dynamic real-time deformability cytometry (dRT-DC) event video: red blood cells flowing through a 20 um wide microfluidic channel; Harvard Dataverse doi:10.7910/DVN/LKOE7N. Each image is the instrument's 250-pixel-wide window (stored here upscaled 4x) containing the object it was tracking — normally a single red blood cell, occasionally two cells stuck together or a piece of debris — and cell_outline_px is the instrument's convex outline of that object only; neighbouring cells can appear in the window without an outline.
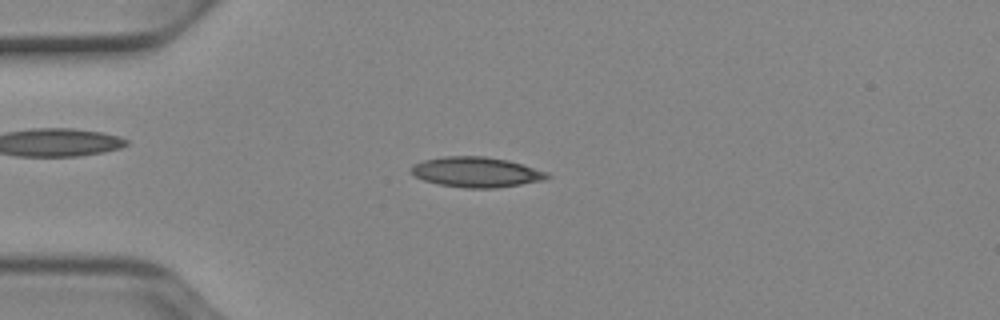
{"species": "Egyptian fruit bat (a non-hibernating species)", "species_latin": "Rousettus aegyptiacus", "temperature_condition": "cold", "stored_images_in_passage": 50, "camera_frame_rate_fps": 3000, "um_per_image_px": 0.085, "animal": {"sex": "female"}, "frame": {"image": 1, "passage_image": 12, "time_ms": 3.667, "image_size_px": [1000, 320], "cell_outline_px": [[552, 176], [544, 180], [496, 188], [464, 188], [440, 184], [424, 180], [408, 172], [408, 168], [412, 164], [424, 160], [444, 156], [484, 156], [508, 160], [548, 172]], "centroid_in_image_um": [40.46, 14.62], "position_along_channel_um": 44.5, "area_um2": 24.04}}
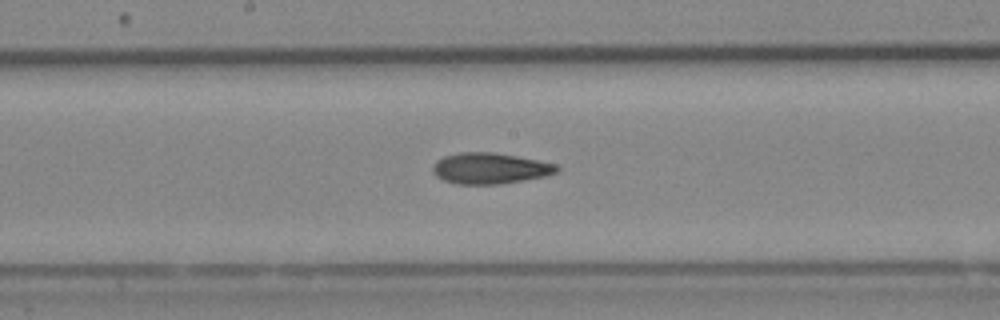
{"frame": {"image": 2, "passage_image": 26, "time_ms": 8.333, "image_size_px": [1000, 320], "cell_outline_px": [[560, 168], [556, 172], [544, 176], [500, 184], [456, 184], [444, 180], [436, 176], [432, 172], [432, 164], [436, 160], [444, 156], [460, 152], [492, 152], [516, 156], [556, 164]], "centroid_in_image_um": [41.59, 14.3], "position_along_channel_um": 206.6, "area_um2": 22.31}}
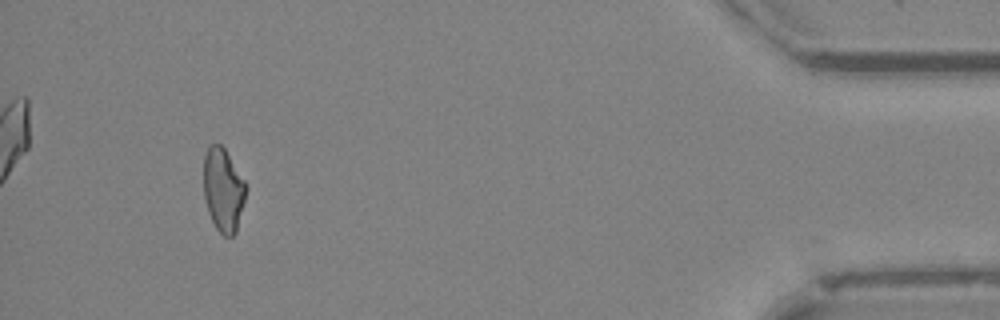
{"frame": {"image": 3, "passage_image": 47, "time_ms": 15.333, "image_size_px": [1000, 320], "cell_outline_px": [[244, 200], [236, 232], [232, 236], [224, 236], [216, 228], [208, 212], [204, 196], [204, 156], [208, 148], [212, 144], [220, 144], [224, 148], [244, 180]], "centroid_in_image_um": [18.95, 16.15], "position_along_channel_um": 416.3, "area_um2": 20.06}, "authors_computed_cell_mechanics": {"area_um2": 21.8195, "velocity_mm_per_s": 3.9246, "shape_relaxation_time_tau1_ms": null, "shape_relaxation_time_tau2_ms": 5.0229, "deformation_change_tau1": null, "deformation_change_tau2": 0.1435}}